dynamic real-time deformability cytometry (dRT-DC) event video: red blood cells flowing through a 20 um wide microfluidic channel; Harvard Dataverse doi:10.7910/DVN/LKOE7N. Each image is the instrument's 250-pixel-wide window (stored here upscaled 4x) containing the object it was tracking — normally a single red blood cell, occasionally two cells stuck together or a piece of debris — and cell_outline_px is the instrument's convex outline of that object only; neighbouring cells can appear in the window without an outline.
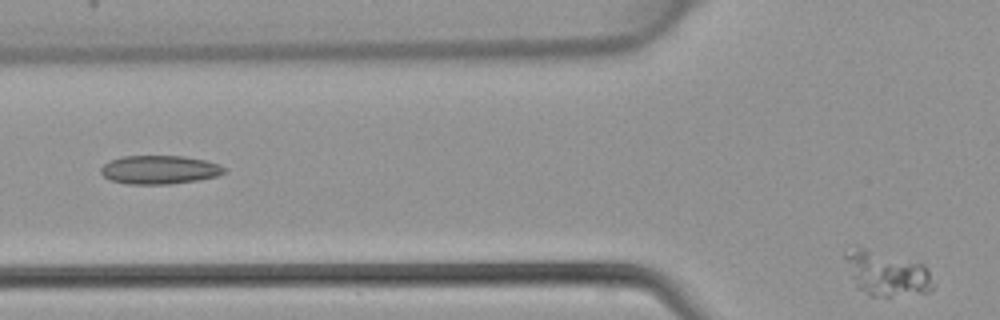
{"species": "common noctule bat (a hibernating species)", "species_latin": "Nyctalus noctula", "temperature_condition": "warm", "stored_images_in_passage": 17, "segment_of_instrument_passage": [2, 2], "camera_frame_rate_fps": 3000, "um_per_image_px": 0.085, "animal": {"sex": "female", "body_mass_g": 22.7, "forearm_length_mm": 54.2}, "frame": {"image": 1, "passage_image": 17, "time_ms": 5.333, "image_size_px": [1000, 320], "cell_outline_px": [[932, 288], [928, 292], [888, 296], [868, 296], [856, 288], [844, 260], [844, 248], [856, 244], [924, 264], [928, 268], [932, 284]], "centroid_in_image_um": [75.26, 23.19], "position_along_channel_um": 50.5, "area_um2": 23.41}}